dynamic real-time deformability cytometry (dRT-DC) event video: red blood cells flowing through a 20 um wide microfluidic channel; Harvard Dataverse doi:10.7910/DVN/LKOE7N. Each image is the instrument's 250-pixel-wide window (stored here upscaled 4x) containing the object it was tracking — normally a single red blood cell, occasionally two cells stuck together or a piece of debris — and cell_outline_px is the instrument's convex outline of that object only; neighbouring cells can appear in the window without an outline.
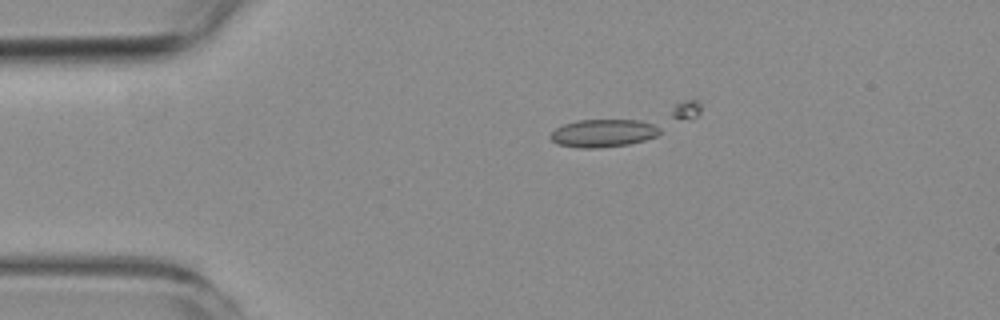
{"species": "common noctule bat (a hibernating species)", "species_latin": "Nyctalus noctula", "temperature_condition": "room temperature", "stored_images_in_passage": 6, "camera_frame_rate_fps": 3000, "um_per_image_px": 0.085, "animal": {"sex": "female", "body_mass_g": 19.3, "forearm_length_mm": 54.1}, "frame": {"image": 1, "passage_image": 3, "time_ms": 2.667, "image_size_px": [1000, 320], "cell_outline_px": [[660, 132], [656, 136], [644, 140], [628, 144], [596, 148], [580, 148], [556, 144], [548, 136], [556, 128], [564, 124], [576, 120], [640, 120], [652, 124], [660, 128]], "centroid_in_image_um": [51.24, 11.32], "position_along_channel_um": 33.8, "area_um2": 17.69}}